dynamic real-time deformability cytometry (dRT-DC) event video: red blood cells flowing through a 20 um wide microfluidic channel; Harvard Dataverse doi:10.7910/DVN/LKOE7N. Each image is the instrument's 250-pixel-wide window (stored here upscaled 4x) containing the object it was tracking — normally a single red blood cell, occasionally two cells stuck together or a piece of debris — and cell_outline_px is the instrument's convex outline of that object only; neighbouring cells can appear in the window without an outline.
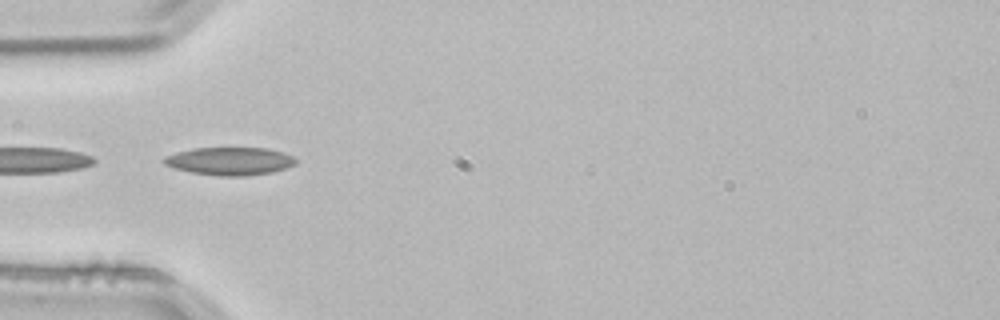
{"species": "common noctule bat (a hibernating species)", "species_latin": "Nyctalus noctula", "temperature_condition": "room temperature", "stored_images_in_passage": 3, "camera_frame_rate_fps": 3000, "um_per_image_px": 0.085, "animal": {"sex": "male", "body_mass_g": 21.5, "forearm_length_mm": 52.0}, "frame": {"image": 1, "passage_image": 3, "time_ms": 0.667, "image_size_px": [1000, 320], "cell_outline_px": [[296, 164], [272, 172], [244, 176], [220, 176], [192, 172], [176, 168], [164, 164], [164, 156], [192, 148], [268, 148], [284, 152], [296, 156]], "centroid_in_image_um": [19.58, 13.69], "position_along_channel_um": 65.4, "area_um2": 21.39}}